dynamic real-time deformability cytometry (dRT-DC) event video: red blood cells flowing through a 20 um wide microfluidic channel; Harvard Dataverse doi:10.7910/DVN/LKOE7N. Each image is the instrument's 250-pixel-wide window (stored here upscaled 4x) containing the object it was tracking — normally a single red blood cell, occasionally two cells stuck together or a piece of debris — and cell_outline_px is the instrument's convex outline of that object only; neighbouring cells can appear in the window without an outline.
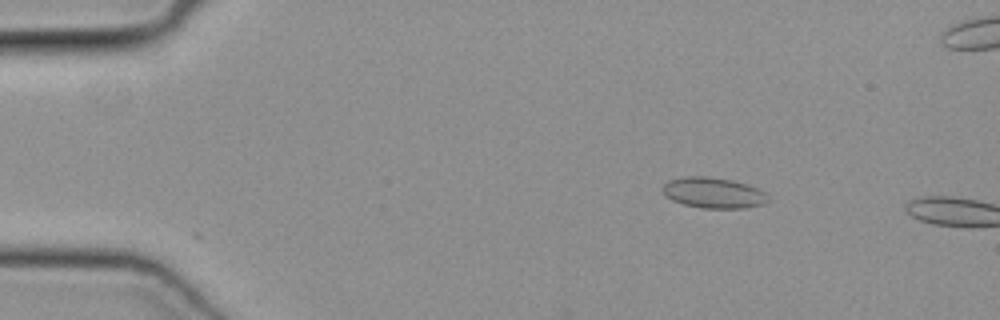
{"species": "common noctule bat (a hibernating species)", "species_latin": "Nyctalus noctula", "temperature_condition": "cold", "stored_images_in_passage": 9, "camera_frame_rate_fps": 3000, "um_per_image_px": 0.085, "animal": {"sex": "female", "body_mass_g": 19.3, "forearm_length_mm": 54.1}, "frame": {"image": 1, "passage_image": 7, "time_ms": 2.0, "image_size_px": [1000, 320], "cell_outline_px": [[768, 200], [764, 204], [744, 208], [704, 208], [684, 204], [672, 200], [664, 196], [660, 188], [668, 180], [684, 176], [708, 176], [732, 180], [748, 184], [764, 192], [768, 196]], "centroid_in_image_um": [60.6, 16.38], "position_along_channel_um": 24.4, "area_um2": 19.02}}